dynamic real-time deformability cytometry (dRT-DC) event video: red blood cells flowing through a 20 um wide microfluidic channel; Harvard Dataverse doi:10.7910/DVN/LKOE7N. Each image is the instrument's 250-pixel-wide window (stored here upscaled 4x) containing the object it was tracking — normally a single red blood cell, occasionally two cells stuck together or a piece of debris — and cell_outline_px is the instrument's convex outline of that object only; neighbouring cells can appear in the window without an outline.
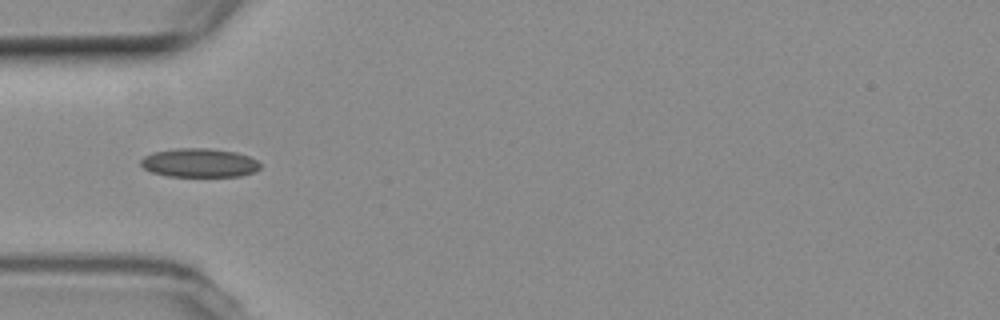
{"species": "common noctule bat (a hibernating species)", "species_latin": "Nyctalus noctula", "temperature_condition": "room temperature", "stored_images_in_passage": 6, "camera_frame_rate_fps": 3000, "um_per_image_px": 0.085, "animal": {"sex": "female", "body_mass_g": 19.3, "forearm_length_mm": 54.1}, "frame": {"image": 1, "passage_image": 6, "time_ms": 5.667, "image_size_px": [1000, 320], "cell_outline_px": [[260, 168], [252, 172], [240, 176], [168, 176], [152, 172], [144, 168], [140, 164], [140, 160], [144, 156], [156, 152], [176, 148], [208, 148], [236, 152], [248, 156], [256, 160], [260, 164]], "centroid_in_image_um": [16.93, 13.84], "position_along_channel_um": 68.1, "area_um2": 19.88}}